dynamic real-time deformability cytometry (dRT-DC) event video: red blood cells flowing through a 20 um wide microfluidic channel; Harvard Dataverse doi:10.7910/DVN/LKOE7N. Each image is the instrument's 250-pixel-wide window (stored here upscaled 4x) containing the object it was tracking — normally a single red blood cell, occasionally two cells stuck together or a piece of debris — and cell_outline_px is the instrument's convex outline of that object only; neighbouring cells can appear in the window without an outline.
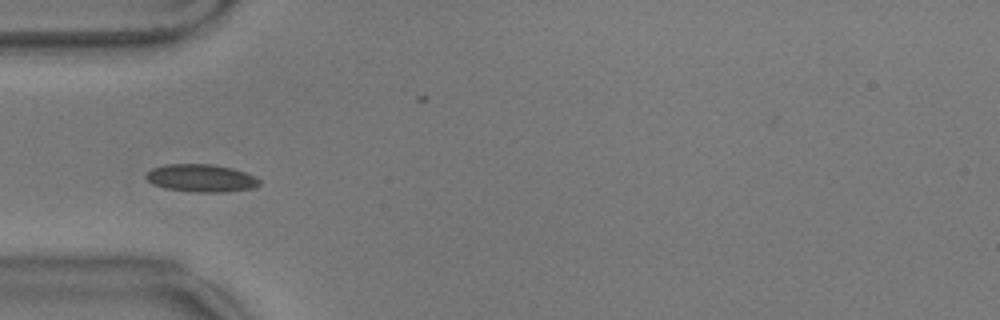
{"species": "common noctule bat (a hibernating species)", "species_latin": "Nyctalus noctula", "temperature_condition": "warm", "stored_images_in_passage": 10, "camera_frame_rate_fps": 3000, "um_per_image_px": 0.085, "animal": {"sex": "male", "body_mass_g": 17.9}, "frame": {"image": 1, "passage_image": 7, "time_ms": 2.0, "image_size_px": [1000, 320], "cell_outline_px": [[260, 184], [252, 188], [224, 192], [196, 192], [164, 188], [152, 184], [144, 176], [152, 168], [164, 164], [212, 164], [232, 168], [256, 176], [260, 180]], "centroid_in_image_um": [17.08, 15.13], "position_along_channel_um": 67.9, "area_um2": 18.32}}